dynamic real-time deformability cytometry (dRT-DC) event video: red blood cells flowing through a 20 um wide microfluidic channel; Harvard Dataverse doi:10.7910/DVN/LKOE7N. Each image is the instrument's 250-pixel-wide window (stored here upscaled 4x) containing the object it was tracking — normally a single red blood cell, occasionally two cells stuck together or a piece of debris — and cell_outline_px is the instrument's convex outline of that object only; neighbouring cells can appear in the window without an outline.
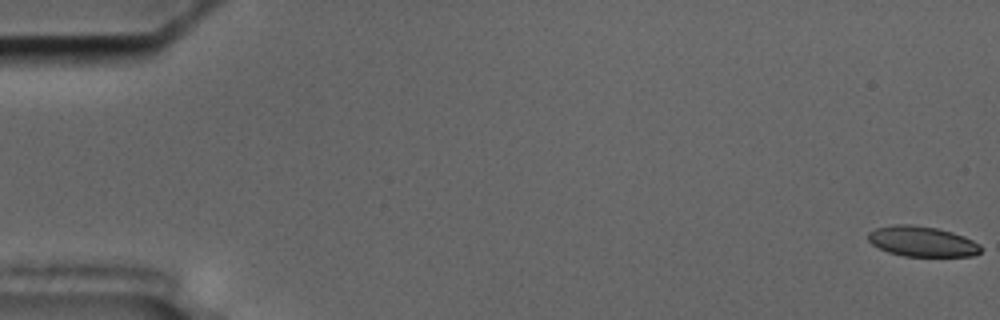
{"species": "common noctule bat (a hibernating species)", "species_latin": "Nyctalus noctula", "temperature_condition": "cold", "stored_images_in_passage": 53, "camera_frame_rate_fps": 3000, "um_per_image_px": 0.085, "animal": {"sex": "male", "body_mass_g": 17.5, "forearm_length_mm": 52.3}, "frame": {"image": 1, "passage_image": 1, "time_ms": 0.0, "image_size_px": [1000, 320], "cell_outline_px": [[980, 252], [972, 256], [904, 256], [888, 252], [872, 244], [868, 240], [868, 232], [876, 228], [896, 224], [912, 224], [936, 228], [952, 232], [964, 236], [980, 244]], "centroid_in_image_um": [78.36, 20.52], "position_along_channel_um": 6.6, "area_um2": 19.83}}
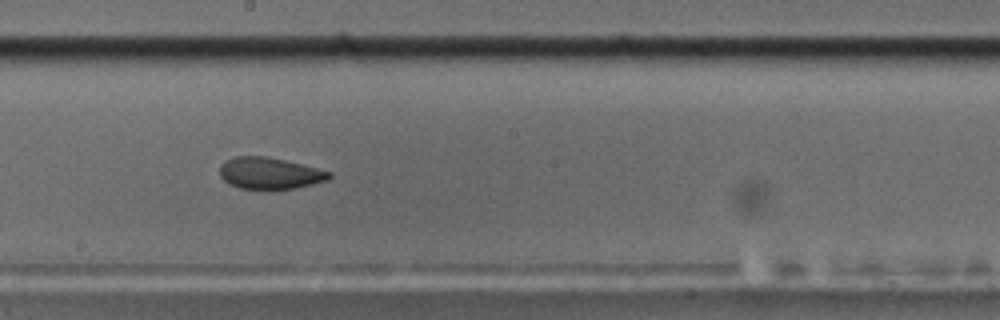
{"frame": {"image": 2, "passage_image": 32, "time_ms": 10.333, "image_size_px": [1000, 320], "cell_outline_px": [[332, 176], [328, 180], [296, 188], [240, 188], [224, 180], [220, 176], [220, 164], [224, 160], [236, 156], [264, 156], [284, 160], [332, 172]], "centroid_in_image_um": [22.92, 14.71], "position_along_channel_um": 225.3, "area_um2": 19.83}}
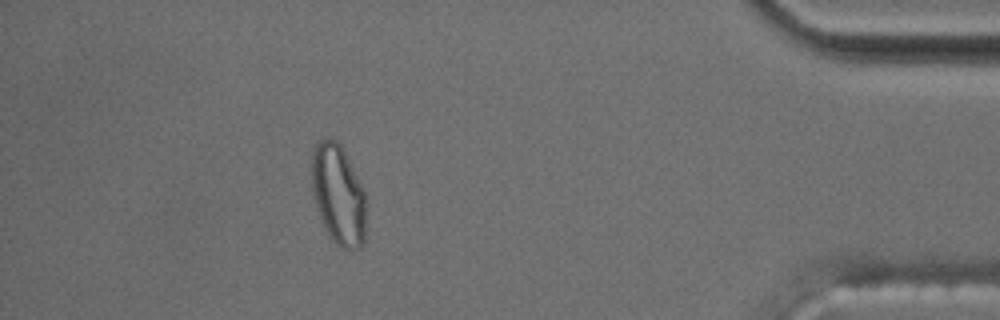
{"frame": {"image": 3, "passage_image": 51, "time_ms": 16.667, "image_size_px": [1000, 320], "cell_outline_px": [[364, 244], [360, 248], [340, 248], [332, 240], [316, 208], [312, 192], [312, 152], [316, 144], [320, 140], [336, 140], [340, 144], [364, 192]], "centroid_in_image_um": [28.73, 16.57], "position_along_channel_um": 406.5, "area_um2": 30.92}, "authors_computed_cell_mechanics": {"area_um2": 20.9236, "velocity_mm_per_s": 3.6126, "shape_relaxation_time_tau1_ms": null, "shape_relaxation_time_tau2_ms": 1.7101, "deformation_change_tau1": null, "deformation_change_tau2": 0.058}}